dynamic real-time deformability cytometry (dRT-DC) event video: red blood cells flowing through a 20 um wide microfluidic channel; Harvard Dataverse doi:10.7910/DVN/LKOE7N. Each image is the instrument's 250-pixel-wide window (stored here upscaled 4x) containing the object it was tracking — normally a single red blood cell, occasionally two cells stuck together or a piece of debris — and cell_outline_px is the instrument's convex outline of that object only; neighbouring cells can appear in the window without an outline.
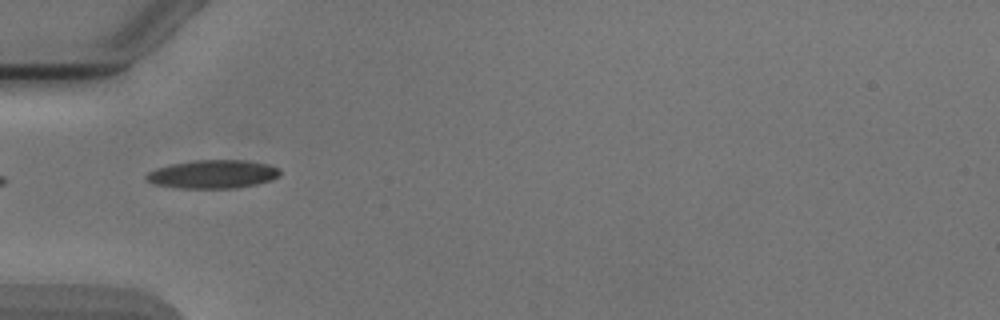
{"species": "Egyptian fruit bat (a non-hibernating species)", "species_latin": "Rousettus aegyptiacus", "temperature_condition": "cold", "stored_images_in_passage": 1, "camera_frame_rate_fps": 3000, "um_per_image_px": 0.085, "animal": {"sex": "male"}, "frame": {"image": 1, "passage_image": 1, "time_ms": 0.0, "image_size_px": [1000, 320], "cell_outline_px": [[280, 176], [272, 180], [256, 184], [236, 188], [180, 188], [152, 184], [144, 176], [148, 172], [156, 168], [172, 164], [196, 160], [248, 160], [268, 164], [280, 168]], "centroid_in_image_um": [18.12, 14.8], "position_along_channel_um": 66.9, "area_um2": 22.25}}